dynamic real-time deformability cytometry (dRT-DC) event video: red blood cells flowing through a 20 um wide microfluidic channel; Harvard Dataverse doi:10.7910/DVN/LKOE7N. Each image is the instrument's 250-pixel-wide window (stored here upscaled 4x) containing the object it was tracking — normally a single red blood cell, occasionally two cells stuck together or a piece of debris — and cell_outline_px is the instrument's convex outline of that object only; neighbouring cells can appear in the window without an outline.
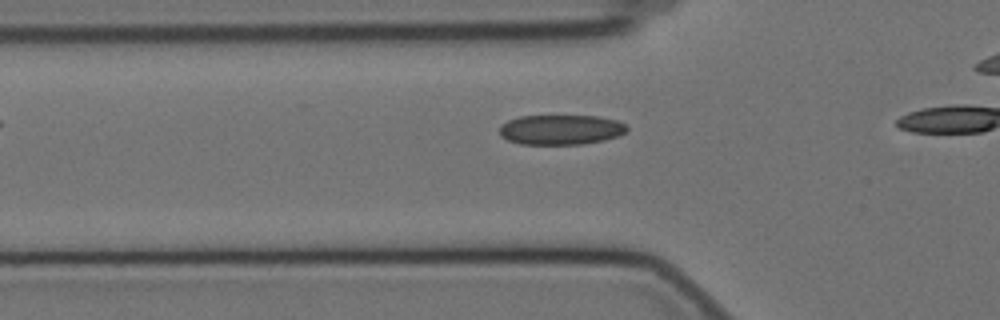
{"species": "Egyptian fruit bat (a non-hibernating species)", "species_latin": "Rousettus aegyptiacus", "temperature_condition": "cold", "stored_images_in_passage": 9, "camera_frame_rate_fps": 3000, "um_per_image_px": 0.085, "animal": {"sex": "female"}, "frame": {"image": 1, "passage_image": 3, "time_ms": 0.667, "image_size_px": [1000, 320], "cell_outline_px": [[628, 128], [624, 132], [616, 136], [604, 140], [580, 144], [520, 144], [508, 140], [500, 136], [500, 124], [508, 120], [520, 116], [600, 116], [616, 120], [624, 124]], "centroid_in_image_um": [47.63, 11.02], "position_along_channel_um": 78.2, "area_um2": 22.14}}
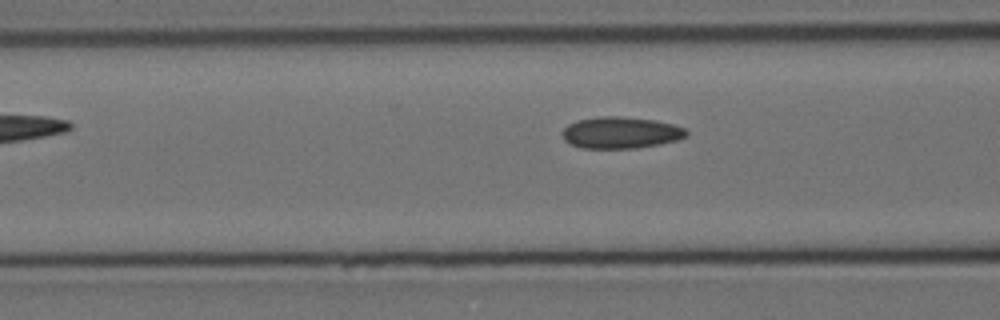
{"frame": {"image": 2, "passage_image": 6, "time_ms": 1.667, "image_size_px": [1000, 320], "cell_outline_px": [[688, 136], [676, 140], [660, 144], [636, 148], [580, 148], [564, 140], [560, 132], [568, 124], [580, 120], [600, 116], [620, 116], [656, 120], [672, 124], [684, 128], [688, 132]], "centroid_in_image_um": [52.76, 11.27], "position_along_channel_um": 113.8, "area_um2": 22.89}}